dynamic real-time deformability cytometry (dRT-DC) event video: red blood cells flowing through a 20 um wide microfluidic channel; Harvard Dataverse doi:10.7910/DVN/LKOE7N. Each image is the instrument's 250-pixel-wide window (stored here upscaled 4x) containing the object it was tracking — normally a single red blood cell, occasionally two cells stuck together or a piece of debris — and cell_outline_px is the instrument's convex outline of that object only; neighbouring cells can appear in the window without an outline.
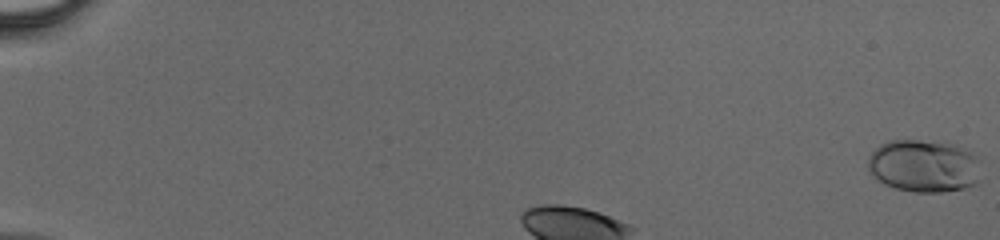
{"species": "human", "species_latin": "Homo sapiens", "temperature_condition": "cold", "stored_images_in_passage": 31, "camera_frame_rate_fps": 3000, "um_per_image_px": 0.085, "donor": {"sex": "male"}, "frame": {"image": 1, "passage_image": 1, "time_ms": 0.0, "image_size_px": [1000, 240], "cell_outline_px": [[972, 184], [964, 188], [940, 192], [912, 192], [896, 188], [884, 184], [872, 176], [868, 168], [868, 160], [872, 152], [880, 144], [888, 140], [916, 140], [940, 144], [956, 148], [968, 152], [972, 156]], "centroid_in_image_um": [78.28, 14.13], "position_along_channel_um": 6.7, "area_um2": 32.66}}
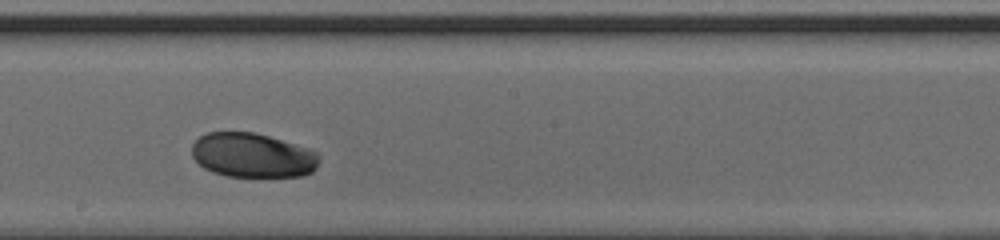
{"frame": {"image": 2, "passage_image": 19, "time_ms": 6.0, "image_size_px": [1000, 240], "cell_outline_px": [[320, 156], [316, 168], [312, 172], [300, 176], [224, 176], [212, 172], [204, 168], [192, 156], [192, 144], [200, 136], [208, 132], [256, 132], [312, 148]], "centroid_in_image_um": [21.49, 13.19], "position_along_channel_um": 226.7, "area_um2": 33.23}}
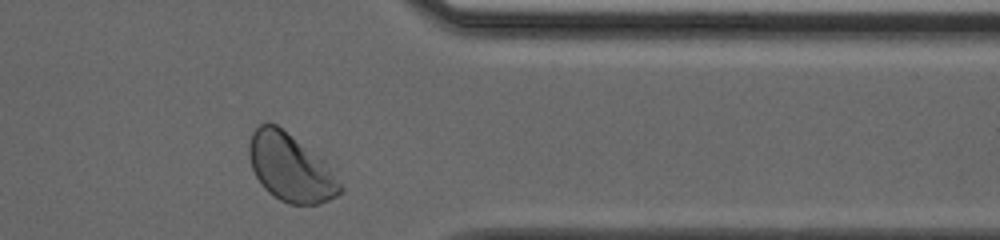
{"frame": {"image": 3, "passage_image": 30, "time_ms": 9.667, "image_size_px": [1000, 240], "cell_outline_px": [[344, 188], [336, 196], [328, 200], [316, 204], [288, 204], [280, 200], [268, 192], [260, 184], [252, 168], [248, 156], [248, 144], [252, 132], [260, 124], [276, 124], [324, 160]], "centroid_in_image_um": [24.66, 14.26], "position_along_channel_um": 386.7, "area_um2": 35.6}}